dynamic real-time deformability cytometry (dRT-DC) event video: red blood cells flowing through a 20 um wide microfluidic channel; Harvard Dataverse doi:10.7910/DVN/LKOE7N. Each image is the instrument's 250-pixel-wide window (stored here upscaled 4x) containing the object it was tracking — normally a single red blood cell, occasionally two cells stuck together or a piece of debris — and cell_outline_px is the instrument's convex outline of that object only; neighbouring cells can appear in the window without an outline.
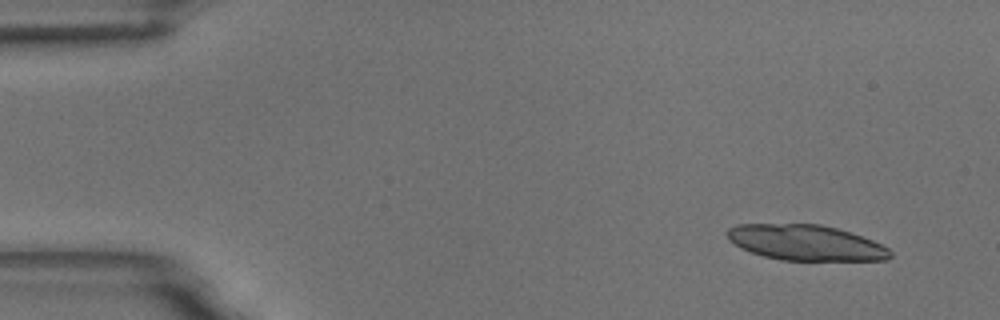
{"species": "common noctule bat (a hibernating species)", "species_latin": "Nyctalus noctula", "temperature_condition": "room temperature", "stored_images_in_passage": 28, "camera_frame_rate_fps": 3000, "um_per_image_px": 0.085, "animal": {"sex": "male", "body_mass_g": 18.8}, "frame": {"image": 1, "passage_image": 4, "time_ms": 1.0, "image_size_px": [1000, 320], "cell_outline_px": [[892, 256], [888, 260], [780, 260], [764, 256], [740, 248], [728, 240], [724, 232], [728, 228], [736, 224], [820, 224], [836, 228], [872, 240], [888, 248], [892, 252]], "centroid_in_image_um": [68.44, 20.62], "position_along_channel_um": 16.6, "area_um2": 33.76}}
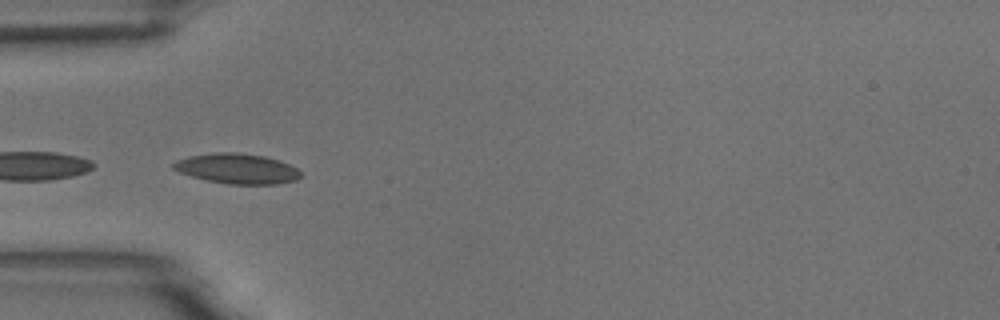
{"frame": {"image": 2, "passage_image": 17, "time_ms": 5.333, "image_size_px": [1000, 320], "cell_outline_px": [[300, 176], [296, 180], [276, 184], [228, 184], [208, 180], [192, 176], [180, 172], [172, 168], [172, 164], [176, 160], [188, 156], [212, 152], [236, 152], [264, 156], [280, 160], [296, 168], [300, 172]], "centroid_in_image_um": [20.13, 14.32], "position_along_channel_um": 64.9, "area_um2": 22.31}}